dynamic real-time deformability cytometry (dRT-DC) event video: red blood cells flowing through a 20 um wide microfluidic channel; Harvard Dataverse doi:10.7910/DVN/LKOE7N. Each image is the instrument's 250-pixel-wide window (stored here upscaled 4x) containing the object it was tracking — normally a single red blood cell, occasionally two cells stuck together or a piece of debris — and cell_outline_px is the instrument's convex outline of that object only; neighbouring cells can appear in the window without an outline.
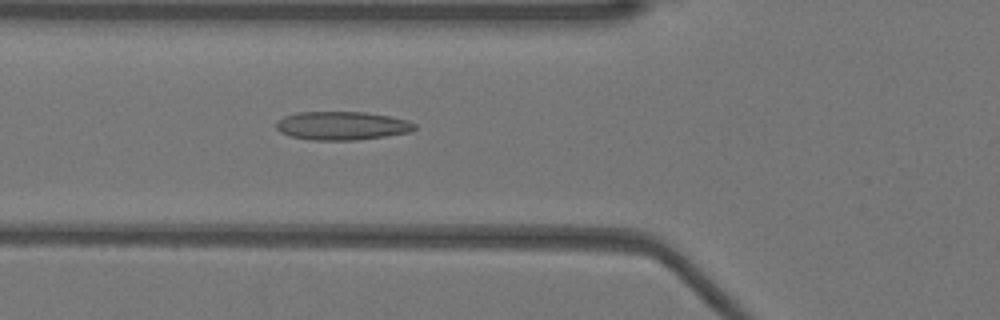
{"species": "Egyptian fruit bat (a non-hibernating species)", "species_latin": "Rousettus aegyptiacus", "temperature_condition": "warm", "stored_images_in_passage": 51, "camera_frame_rate_fps": 3000, "um_per_image_px": 0.085, "animal": {"sex": "female"}, "frame": {"image": 1, "passage_image": 18, "time_ms": 5.667, "image_size_px": [1000, 320], "cell_outline_px": [[416, 128], [412, 132], [356, 140], [308, 140], [288, 136], [280, 132], [276, 128], [276, 120], [284, 116], [296, 112], [364, 112], [388, 116], [408, 120], [416, 124]], "centroid_in_image_um": [29.03, 10.69], "position_along_channel_um": 96.8, "area_um2": 23.18}}
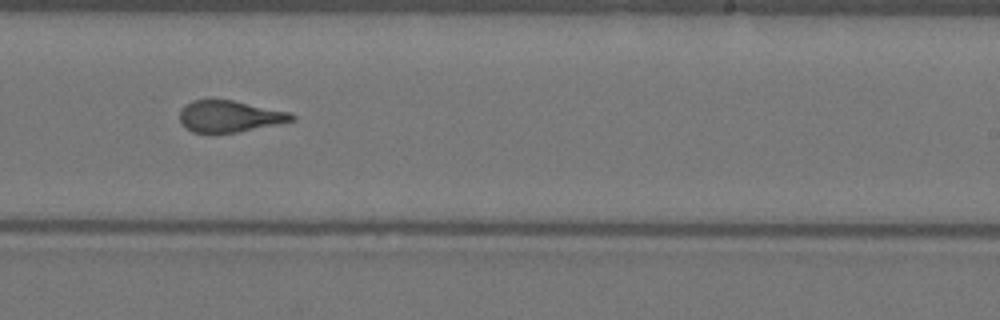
{"frame": {"image": 2, "passage_image": 31, "time_ms": 10.0, "image_size_px": [1000, 320], "cell_outline_px": [[296, 120], [236, 132], [192, 132], [180, 120], [180, 108], [192, 100], [232, 100], [292, 112], [296, 116]], "centroid_in_image_um": [19.55, 9.87], "position_along_channel_um": 269.5, "area_um2": 20.35}}
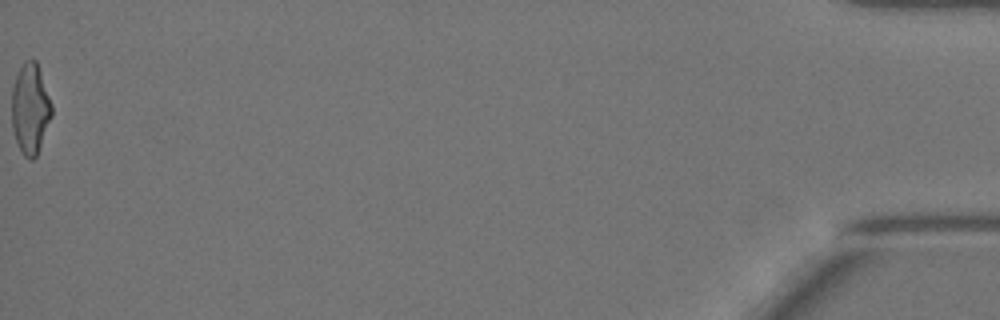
{"frame": {"image": 3, "passage_image": 51, "time_ms": 16.667, "image_size_px": [1000, 320], "cell_outline_px": [[52, 116], [36, 156], [32, 160], [28, 160], [24, 156], [16, 140], [12, 128], [12, 88], [16, 76], [24, 60], [36, 60], [52, 104]], "centroid_in_image_um": [2.57, 9.25], "position_along_channel_um": 432.6, "area_um2": 20.92}, "authors_computed_cell_mechanics": {"area_um2": 21.5016, "velocity_mm_per_s": 3.9827, "shape_relaxation_time_tau1_ms": 7.5646, "shape_relaxation_time_tau2_ms": 1.3891, "deformation_change_tau1": 0.2355, "deformation_change_tau2": 0.1003}}